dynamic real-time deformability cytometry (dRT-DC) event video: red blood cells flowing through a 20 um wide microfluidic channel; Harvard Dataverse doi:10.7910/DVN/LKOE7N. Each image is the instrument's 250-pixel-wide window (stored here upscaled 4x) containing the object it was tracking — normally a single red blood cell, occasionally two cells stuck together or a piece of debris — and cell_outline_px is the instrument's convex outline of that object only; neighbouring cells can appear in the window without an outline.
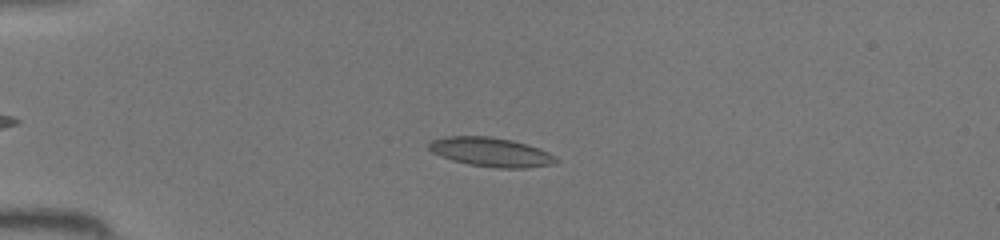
{"species": "common noctule bat (a hibernating species)", "species_latin": "Nyctalus noctula", "temperature_condition": "room temperature", "stored_images_in_passage": 40, "camera_frame_rate_fps": 3000, "um_per_image_px": 0.085, "animal": {"sex": "female", "body_mass_g": 19.5, "forearm_length_mm": 54.1}, "frame": {"image": 1, "passage_image": 11, "time_ms": 3.333, "image_size_px": [1000, 240], "cell_outline_px": [[560, 160], [556, 164], [528, 168], [496, 168], [468, 164], [452, 160], [440, 156], [432, 152], [428, 148], [428, 144], [432, 140], [444, 136], [488, 136], [512, 140], [528, 144], [548, 152]], "centroid_in_image_um": [41.74, 12.93], "position_along_channel_um": 43.3, "area_um2": 21.79}}
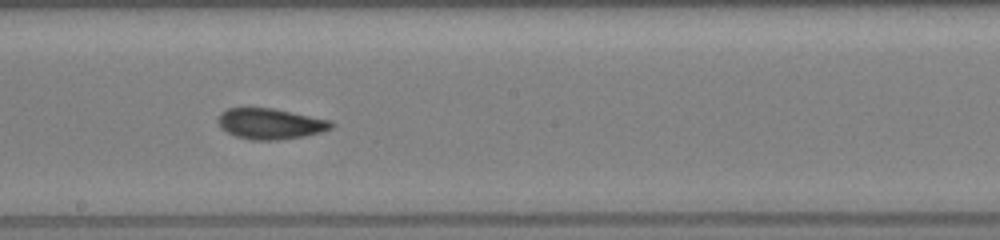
{"frame": {"image": 2, "passage_image": 25, "time_ms": 8.0, "image_size_px": [1000, 240], "cell_outline_px": [[336, 124], [332, 128], [320, 132], [304, 136], [276, 140], [252, 140], [236, 136], [220, 128], [216, 120], [220, 112], [228, 108], [272, 108], [332, 120]], "centroid_in_image_um": [22.97, 10.51], "position_along_channel_um": 225.2, "area_um2": 20.4}}
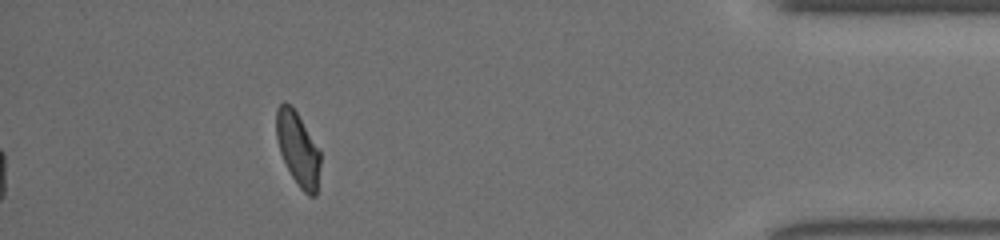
{"frame": {"image": 3, "passage_image": 40, "time_ms": 13.0, "image_size_px": [1000, 240], "cell_outline_px": [[320, 164], [316, 196], [308, 196], [300, 188], [292, 176], [280, 152], [276, 136], [276, 108], [284, 100], [292, 104], [320, 152]], "centroid_in_image_um": [25.31, 12.62], "position_along_channel_um": 409.9, "area_um2": 18.73}}